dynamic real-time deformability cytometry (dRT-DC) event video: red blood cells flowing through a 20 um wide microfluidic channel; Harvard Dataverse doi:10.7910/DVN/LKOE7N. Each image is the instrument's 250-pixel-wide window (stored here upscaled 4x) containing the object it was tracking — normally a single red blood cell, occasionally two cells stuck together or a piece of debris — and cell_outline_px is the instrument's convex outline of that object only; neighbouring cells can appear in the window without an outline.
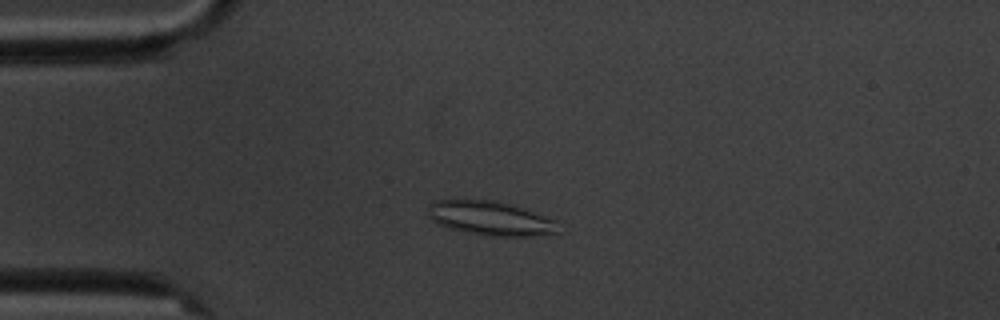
{"species": "common noctule bat (a hibernating species)", "species_latin": "Nyctalus noctula", "temperature_condition": "cold", "stored_images_in_passage": 5, "camera_frame_rate_fps": 3000, "um_per_image_px": 0.085, "animal": {"sex": "male", "body_mass_g": 20.1, "forearm_length_mm": 53.5}, "frame": {"image": 1, "passage_image": 3, "time_ms": 2.333, "image_size_px": [1000, 320], "cell_outline_px": [[560, 232], [556, 236], [500, 236], [472, 232], [452, 228], [440, 224], [432, 220], [428, 216], [428, 212], [432, 204], [436, 200], [496, 200], [556, 220]], "centroid_in_image_um": [41.79, 18.57], "position_along_channel_um": 43.2, "area_um2": 25.43}}
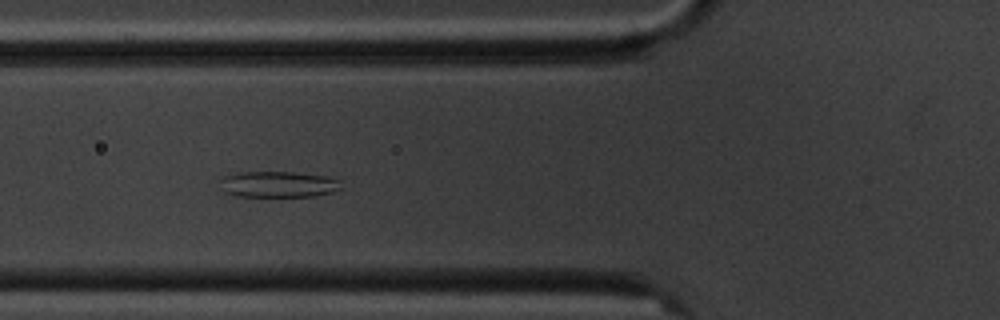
{"frame": {"image": 2, "passage_image": 5, "time_ms": 4.667, "image_size_px": [1000, 320], "cell_outline_px": [[344, 188], [332, 192], [316, 196], [236, 196], [224, 192], [220, 180], [220, 176], [236, 172], [292, 172], [328, 176], [340, 180]], "centroid_in_image_um": [23.67, 15.66], "position_along_channel_um": 102.1, "area_um2": 18.67}}